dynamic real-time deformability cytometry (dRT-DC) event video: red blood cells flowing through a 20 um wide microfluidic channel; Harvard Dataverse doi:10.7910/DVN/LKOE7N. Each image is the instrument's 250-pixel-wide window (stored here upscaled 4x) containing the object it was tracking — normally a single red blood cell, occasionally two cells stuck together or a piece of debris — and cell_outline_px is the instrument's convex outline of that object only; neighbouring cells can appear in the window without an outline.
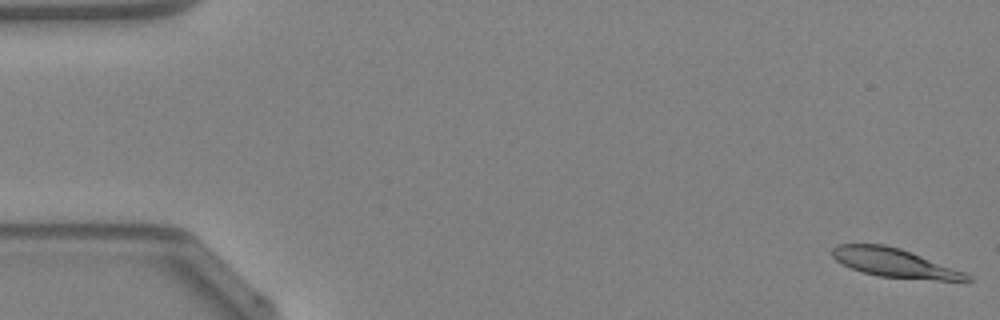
{"species": "Egyptian fruit bat (a non-hibernating species)", "species_latin": "Rousettus aegyptiacus", "temperature_condition": "warm", "stored_images_in_passage": 48, "camera_frame_rate_fps": 3000, "um_per_image_px": 0.085, "animal": {"sex": "female"}, "frame": {"image": 1, "passage_image": 1, "time_ms": 0.0, "image_size_px": [1000, 320], "cell_outline_px": [[972, 280], [940, 280], [880, 276], [864, 272], [852, 268], [836, 260], [832, 256], [832, 248], [836, 244], [884, 244], [900, 248], [964, 272], [972, 276]], "centroid_in_image_um": [75.99, 22.32], "position_along_channel_um": 9.0, "area_um2": 22.08}}
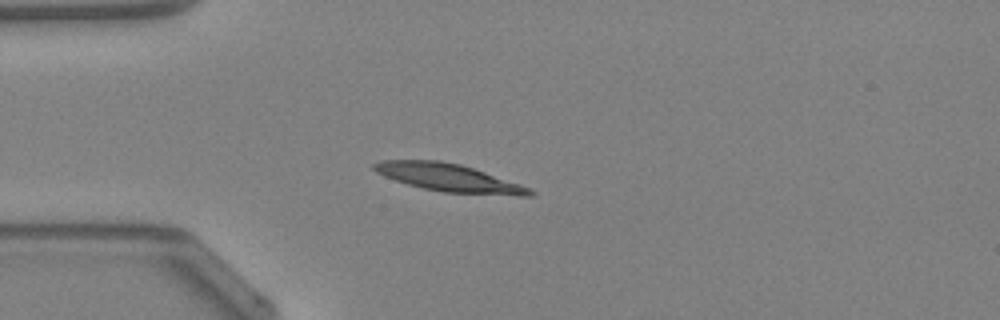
{"frame": {"image": 2, "passage_image": 13, "time_ms": 4.0, "image_size_px": [1000, 320], "cell_outline_px": [[536, 192], [532, 196], [520, 196], [444, 192], [424, 188], [408, 184], [384, 176], [376, 172], [372, 168], [372, 164], [380, 160], [440, 160], [460, 164], [520, 184]], "centroid_in_image_um": [38.13, 15.1], "position_along_channel_um": 46.9, "area_um2": 24.97}}
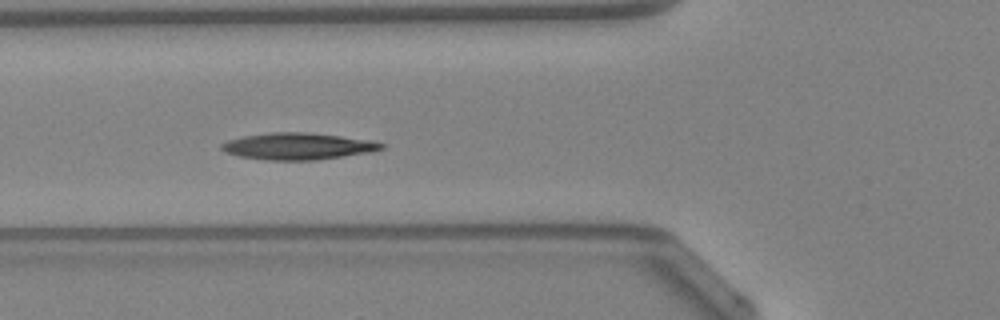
{"frame": {"image": 3, "passage_image": 18, "time_ms": 5.667, "image_size_px": [1000, 320], "cell_outline_px": [[384, 148], [372, 152], [316, 160], [264, 160], [240, 156], [224, 152], [220, 148], [220, 144], [228, 140], [244, 136], [272, 132], [308, 132], [372, 140], [384, 144]], "centroid_in_image_um": [25.32, 12.43], "position_along_channel_um": 100.5, "area_um2": 24.97}, "authors_computed_cell_mechanics": {"area_um2": 23.5535, "velocity_mm_per_s": 4.2124, "shape_relaxation_time_tau1_ms": 4.9313, "shape_relaxation_time_tau2_ms": null, "deformation_change_tau1": 0.179, "deformation_change_tau2": null}}